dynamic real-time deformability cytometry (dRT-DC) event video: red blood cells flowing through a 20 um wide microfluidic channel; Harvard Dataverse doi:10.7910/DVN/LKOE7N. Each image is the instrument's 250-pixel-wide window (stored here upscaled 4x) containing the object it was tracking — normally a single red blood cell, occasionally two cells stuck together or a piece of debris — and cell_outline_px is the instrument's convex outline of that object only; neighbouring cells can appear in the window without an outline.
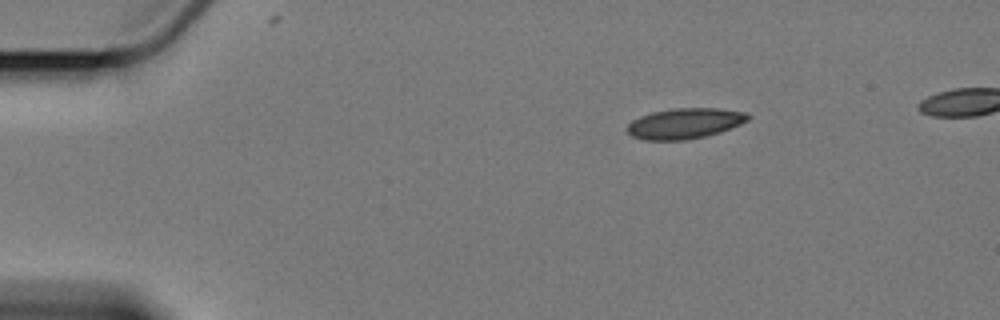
{"species": "Egyptian fruit bat (a non-hibernating species)", "species_latin": "Rousettus aegyptiacus", "temperature_condition": "cold", "stored_images_in_passage": 2, "camera_frame_rate_fps": 3000, "um_per_image_px": 0.085, "animal": {"sex": "female"}, "frame": {"image": 1, "passage_image": 1, "time_ms": 0.0, "image_size_px": [1000, 320], "cell_outline_px": [[752, 116], [748, 120], [740, 124], [720, 132], [704, 136], [684, 140], [644, 140], [632, 136], [628, 132], [628, 124], [632, 120], [640, 116], [652, 112], [676, 108], [716, 108], [748, 112]], "centroid_in_image_um": [58.23, 10.48], "position_along_channel_um": 26.8, "area_um2": 21.44}}